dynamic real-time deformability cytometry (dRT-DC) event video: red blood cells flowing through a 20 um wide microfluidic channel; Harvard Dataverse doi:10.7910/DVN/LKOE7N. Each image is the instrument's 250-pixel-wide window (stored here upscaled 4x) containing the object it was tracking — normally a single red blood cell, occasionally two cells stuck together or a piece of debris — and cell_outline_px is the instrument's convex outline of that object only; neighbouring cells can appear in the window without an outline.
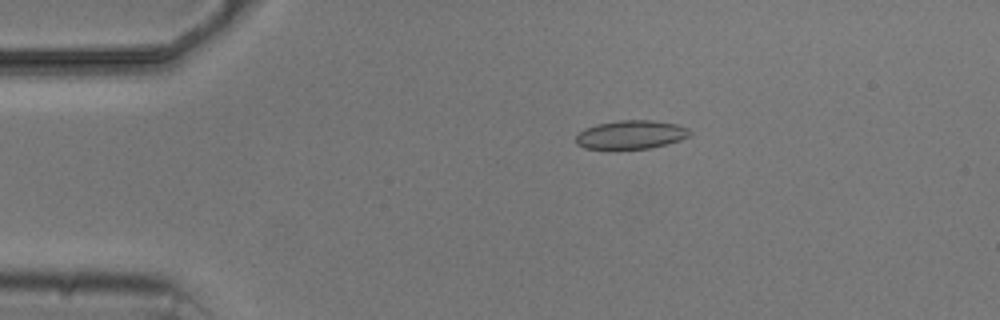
{"species": "common noctule bat (a hibernating species)", "species_latin": "Nyctalus noctula", "temperature_condition": "cold", "stored_images_in_passage": 3, "camera_frame_rate_fps": 3000, "um_per_image_px": 0.085, "animal": {"sex": "male", "body_mass_g": 20.5, "forearm_length_mm": 52.5}, "frame": {"image": 1, "passage_image": 1, "time_ms": 0.0, "image_size_px": [1000, 320], "cell_outline_px": [[692, 132], [688, 136], [680, 140], [668, 144], [648, 148], [616, 152], [612, 152], [584, 148], [576, 144], [576, 136], [584, 128], [596, 124], [620, 120], [652, 120], [676, 124], [688, 128]], "centroid_in_image_um": [53.57, 11.49], "position_along_channel_um": 31.4, "area_um2": 19.83}}
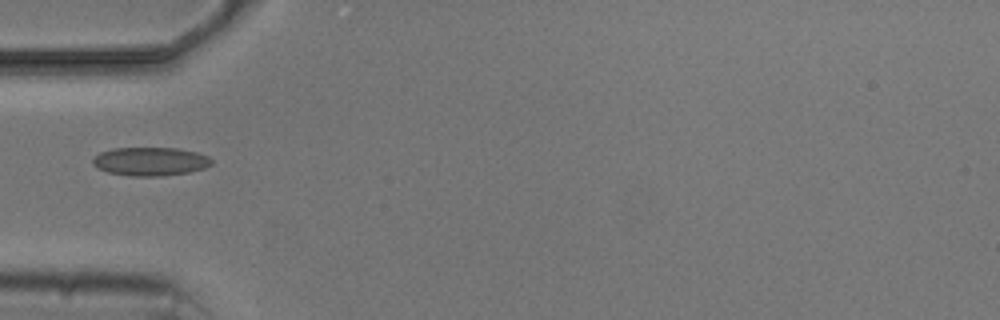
{"frame": {"image": 2, "passage_image": 3, "time_ms": 2.333, "image_size_px": [1000, 320], "cell_outline_px": [[212, 164], [204, 168], [188, 172], [160, 176], [132, 176], [108, 172], [96, 168], [92, 164], [92, 160], [100, 152], [112, 148], [180, 148], [196, 152], [208, 156], [212, 160]], "centroid_in_image_um": [12.76, 13.72], "position_along_channel_um": 72.2, "area_um2": 19.77}}